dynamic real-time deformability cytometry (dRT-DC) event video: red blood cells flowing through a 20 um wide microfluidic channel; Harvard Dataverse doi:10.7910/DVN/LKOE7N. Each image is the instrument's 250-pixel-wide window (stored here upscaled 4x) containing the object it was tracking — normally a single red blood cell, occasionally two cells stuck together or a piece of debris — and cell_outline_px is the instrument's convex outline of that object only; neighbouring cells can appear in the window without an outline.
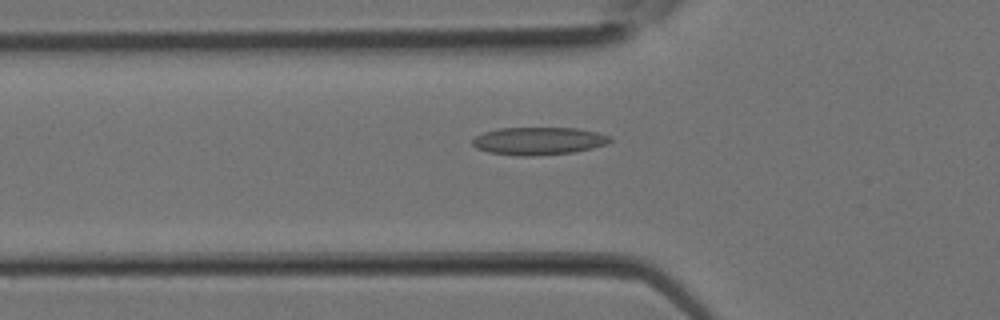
{"species": "Egyptian fruit bat (a non-hibernating species)", "species_latin": "Rousettus aegyptiacus", "temperature_condition": "room temperature", "stored_images_in_passage": 31, "camera_frame_rate_fps": 3000, "um_per_image_px": 0.085, "animal": {"sex": "female"}, "frame": {"image": 1, "passage_image": 11, "time_ms": 3.333, "image_size_px": [1000, 320], "cell_outline_px": [[616, 140], [608, 144], [592, 148], [572, 152], [532, 156], [516, 156], [488, 152], [476, 148], [472, 144], [472, 140], [476, 136], [484, 132], [500, 128], [576, 128], [596, 132], [608, 136]], "centroid_in_image_um": [45.79, 11.98], "position_along_channel_um": 80.0, "area_um2": 22.25}}
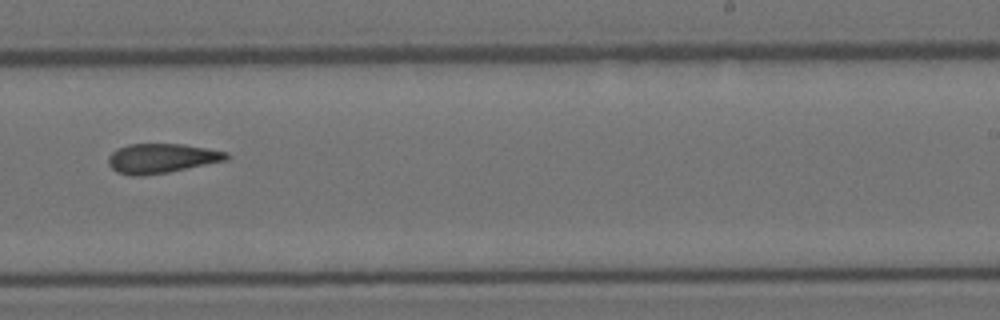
{"frame": {"image": 2, "passage_image": 20, "time_ms": 6.333, "image_size_px": [1000, 320], "cell_outline_px": [[228, 160], [168, 172], [144, 176], [132, 176], [116, 172], [108, 164], [108, 156], [116, 148], [128, 144], [184, 144], [208, 148], [228, 152]], "centroid_in_image_um": [13.71, 13.46], "position_along_channel_um": 275.3, "area_um2": 20.52}}
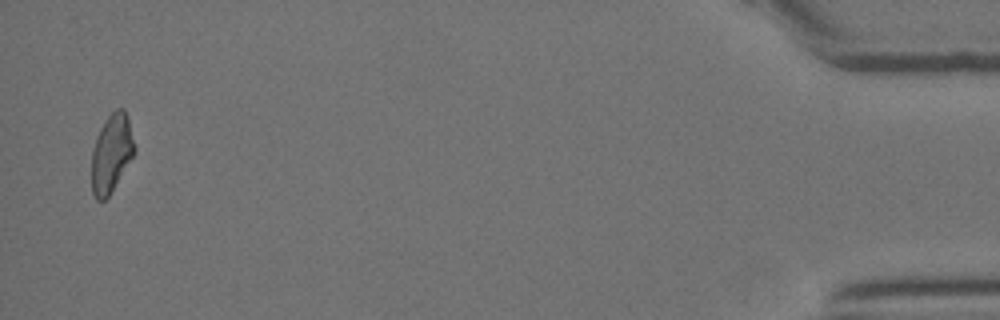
{"frame": {"image": 3, "passage_image": 31, "time_ms": 10.0, "image_size_px": [1000, 320], "cell_outline_px": [[136, 152], [108, 196], [104, 200], [96, 200], [92, 192], [92, 148], [96, 136], [104, 120], [116, 108], [124, 108], [128, 116], [136, 148]], "centroid_in_image_um": [9.48, 12.99], "position_along_channel_um": 425.7, "area_um2": 19.65}}